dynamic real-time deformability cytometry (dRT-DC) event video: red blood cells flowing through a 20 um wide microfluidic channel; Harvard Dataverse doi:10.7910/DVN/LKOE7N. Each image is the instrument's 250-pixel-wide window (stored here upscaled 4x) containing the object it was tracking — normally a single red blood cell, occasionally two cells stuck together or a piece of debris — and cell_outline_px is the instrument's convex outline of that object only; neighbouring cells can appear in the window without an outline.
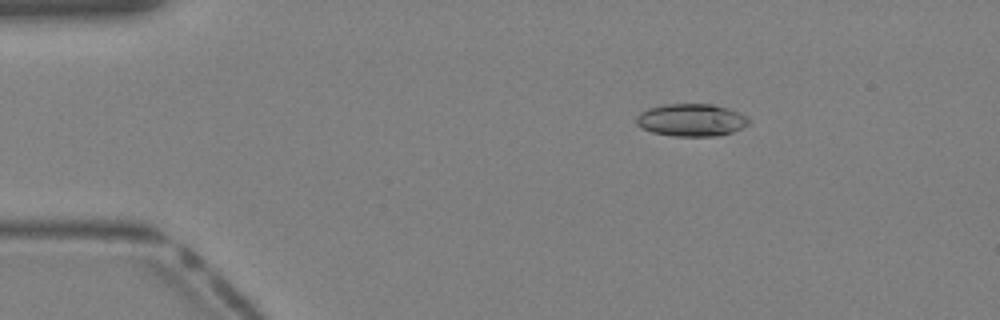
{"species": "Egyptian fruit bat (a non-hibernating species)", "species_latin": "Rousettus aegyptiacus", "temperature_condition": "warm", "stored_images_in_passage": 40, "camera_frame_rate_fps": 3000, "um_per_image_px": 0.085, "animal": {"sex": "female"}, "frame": {"image": 1, "passage_image": 7, "time_ms": 2.0, "image_size_px": [1000, 320], "cell_outline_px": [[752, 120], [748, 124], [732, 132], [720, 136], [672, 136], [652, 132], [640, 128], [636, 124], [636, 116], [640, 112], [648, 108], [668, 104], [712, 104], [728, 108], [748, 116]], "centroid_in_image_um": [58.76, 10.21], "position_along_channel_um": 26.2, "area_um2": 21.5}}
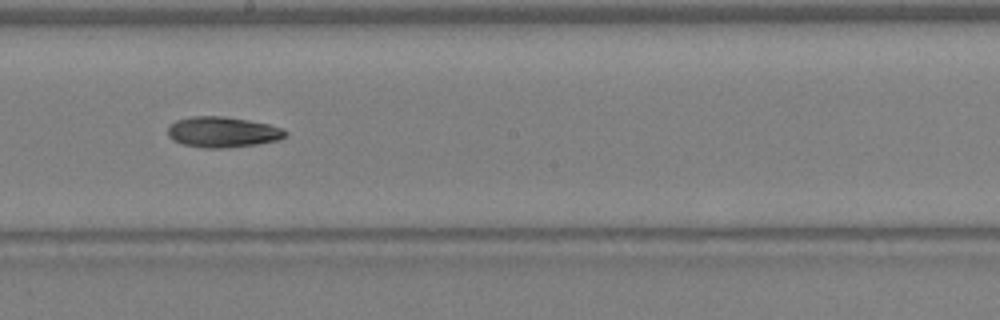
{"frame": {"image": 2, "passage_image": 23, "time_ms": 7.333, "image_size_px": [1000, 320], "cell_outline_px": [[288, 136], [276, 140], [256, 144], [220, 148], [204, 148], [184, 144], [172, 140], [168, 136], [168, 128], [176, 120], [192, 116], [220, 116], [248, 120], [268, 124], [284, 128], [288, 132]], "centroid_in_image_um": [18.93, 11.22], "position_along_channel_um": 229.3, "area_um2": 20.87}}
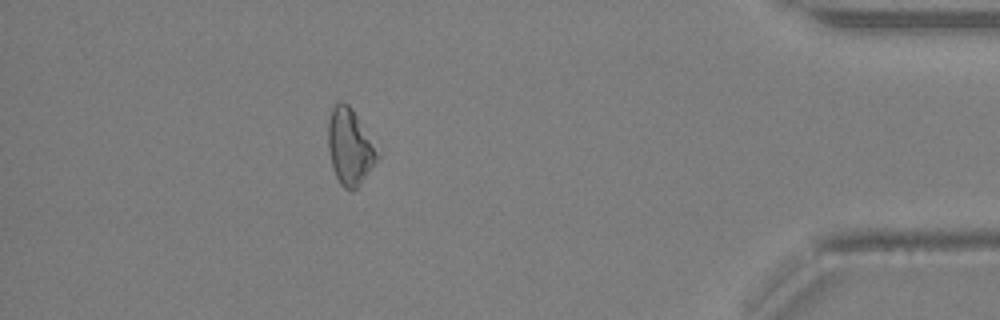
{"frame": {"image": 3, "passage_image": 36, "time_ms": 11.667, "image_size_px": [1000, 320], "cell_outline_px": [[376, 160], [360, 184], [352, 192], [344, 188], [340, 184], [336, 176], [332, 164], [328, 148], [328, 120], [332, 108], [340, 100], [348, 104], [352, 108], [376, 152]], "centroid_in_image_um": [29.66, 12.48], "position_along_channel_um": 405.5, "area_um2": 20.92}}